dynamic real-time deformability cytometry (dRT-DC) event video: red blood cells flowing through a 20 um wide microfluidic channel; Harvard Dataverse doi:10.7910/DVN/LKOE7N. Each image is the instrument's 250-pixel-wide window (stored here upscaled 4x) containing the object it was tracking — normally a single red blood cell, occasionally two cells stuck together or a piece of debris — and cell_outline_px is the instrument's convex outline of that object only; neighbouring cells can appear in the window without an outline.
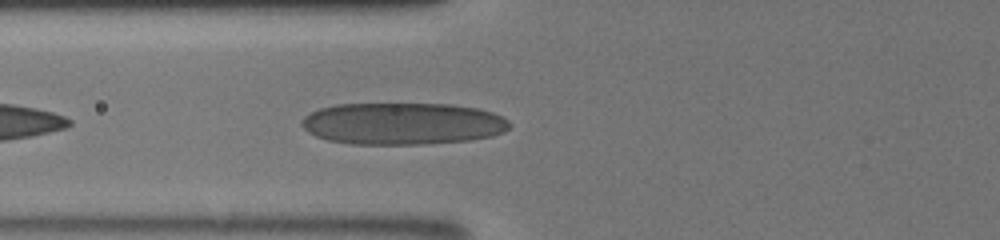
{"species": "human", "species_latin": "Homo sapiens", "temperature_condition": "room temperature", "stored_images_in_passage": 33, "camera_frame_rate_fps": 3000, "um_per_image_px": 0.085, "donor": {"sex": "male"}, "frame": {"image": 1, "passage_image": 13, "time_ms": 6.0, "image_size_px": [1000, 240], "cell_outline_px": [[512, 124], [504, 132], [492, 136], [468, 140], [424, 144], [352, 144], [328, 140], [316, 136], [308, 132], [300, 124], [300, 120], [304, 116], [320, 108], [336, 104], [452, 104], [476, 108], [492, 112], [508, 120]], "centroid_in_image_um": [34.21, 10.5], "position_along_channel_um": 91.6, "area_um2": 50.92}}
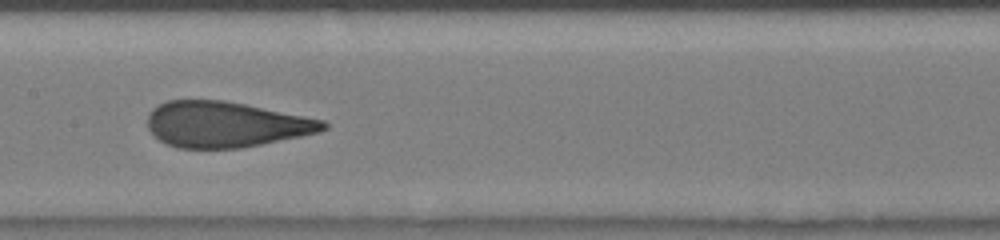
{"frame": {"image": 2, "passage_image": 18, "time_ms": 8.333, "image_size_px": [1000, 240], "cell_outline_px": [[328, 128], [320, 132], [240, 148], [176, 148], [160, 140], [148, 128], [148, 116], [152, 108], [168, 100], [224, 100], [324, 120], [328, 124]], "centroid_in_image_um": [19.17, 10.57], "position_along_channel_um": 188.2, "area_um2": 46.41}}
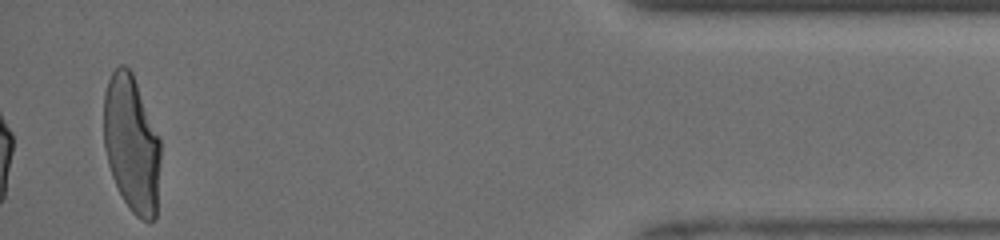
{"frame": {"image": 3, "passage_image": 33, "time_ms": 15.333, "image_size_px": [1000, 240], "cell_outline_px": [[160, 160], [156, 220], [140, 220], [132, 212], [124, 200], [112, 176], [108, 164], [104, 148], [104, 92], [108, 80], [112, 72], [120, 64], [124, 64], [132, 72], [160, 140]], "centroid_in_image_um": [11.18, 12.24], "position_along_channel_um": 424.0, "area_um2": 45.2}, "authors_computed_cell_mechanics": {"area_um2": 48.0896, "velocity_mm_per_s": 4.1152, "shape_relaxation_time_tau1_ms": 6.1527, "shape_relaxation_time_tau2_ms": null, "deformation_change_tau1": 0.254, "deformation_change_tau2": null}}